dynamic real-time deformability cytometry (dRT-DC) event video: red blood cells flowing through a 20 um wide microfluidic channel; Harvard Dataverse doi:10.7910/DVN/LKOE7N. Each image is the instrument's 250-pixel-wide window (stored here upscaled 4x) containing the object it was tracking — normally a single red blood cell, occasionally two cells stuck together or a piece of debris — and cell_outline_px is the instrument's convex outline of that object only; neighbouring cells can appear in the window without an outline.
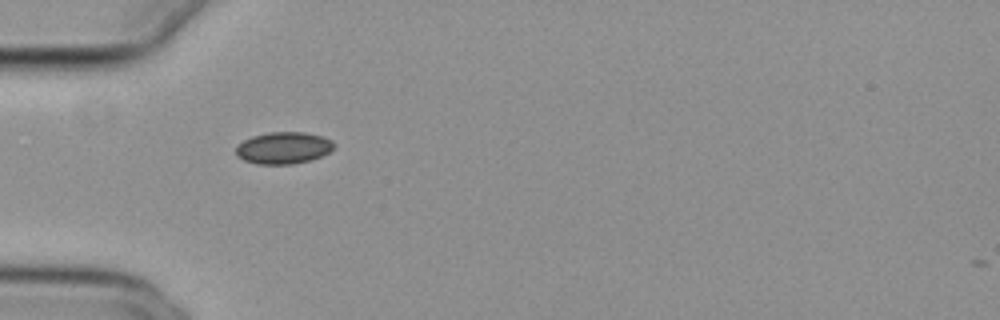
{"species": "common noctule bat (a hibernating species)", "species_latin": "Nyctalus noctula", "temperature_condition": "cold", "stored_images_in_passage": 38, "camera_frame_rate_fps": 3000, "um_per_image_px": 0.085, "animal": {"sex": "female", "body_mass_g": 29.2, "forearm_length_mm": 56.3}, "frame": {"image": 1, "passage_image": 1, "time_ms": 0.0, "image_size_px": [1000, 320], "cell_outline_px": [[336, 144], [328, 152], [320, 156], [308, 160], [292, 164], [256, 164], [244, 160], [236, 156], [236, 144], [252, 136], [268, 132], [304, 132], [324, 136], [332, 140]], "centroid_in_image_um": [24.07, 12.56], "position_along_channel_um": 60.9, "area_um2": 18.26}}
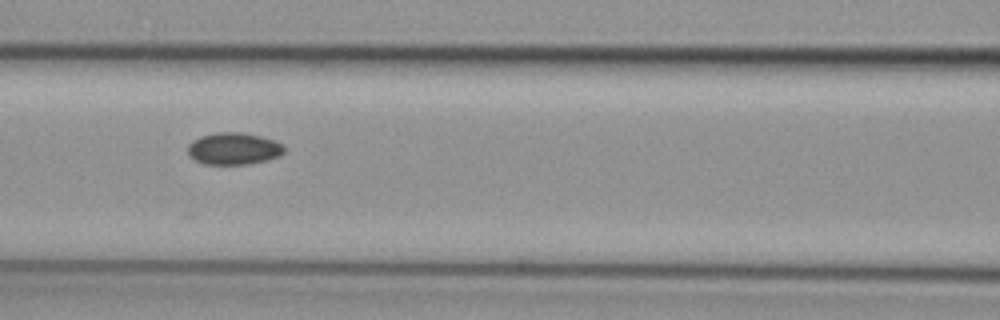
{"frame": {"image": 2, "passage_image": 8, "time_ms": 2.333, "image_size_px": [1000, 320], "cell_outline_px": [[284, 152], [280, 156], [268, 160], [248, 164], [204, 164], [188, 156], [188, 144], [192, 140], [200, 136], [216, 132], [240, 132], [260, 136], [276, 140], [284, 144]], "centroid_in_image_um": [19.87, 12.63], "position_along_channel_um": 146.7, "area_um2": 18.21}}
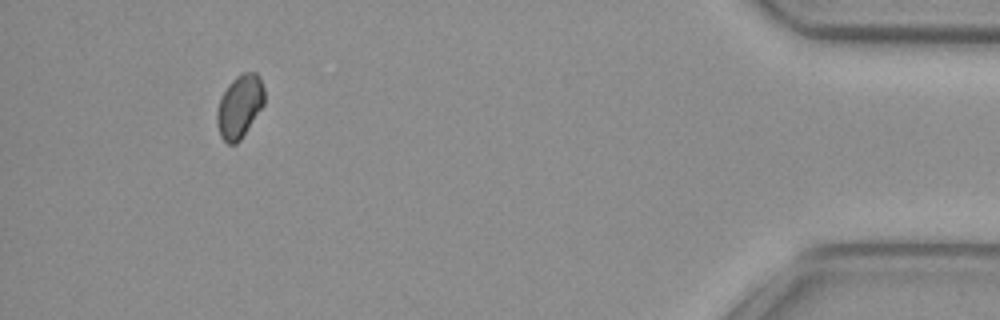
{"frame": {"image": 3, "passage_image": 34, "time_ms": 11.0, "image_size_px": [1000, 320], "cell_outline_px": [[264, 104], [240, 140], [236, 144], [228, 144], [220, 136], [216, 120], [216, 112], [220, 100], [228, 84], [236, 76], [244, 72], [256, 72], [260, 76], [264, 88]], "centroid_in_image_um": [20.37, 9.03], "position_along_channel_um": 414.8, "area_um2": 17.34}, "authors_computed_cell_mechanics": {"area_um2": 17.5423, "velocity_mm_per_s": 3.8332, "shape_relaxation_time_tau1_ms": null, "shape_relaxation_time_tau2_ms": 8.2358, "deformation_change_tau1": null, "deformation_change_tau2": 0.0732}}